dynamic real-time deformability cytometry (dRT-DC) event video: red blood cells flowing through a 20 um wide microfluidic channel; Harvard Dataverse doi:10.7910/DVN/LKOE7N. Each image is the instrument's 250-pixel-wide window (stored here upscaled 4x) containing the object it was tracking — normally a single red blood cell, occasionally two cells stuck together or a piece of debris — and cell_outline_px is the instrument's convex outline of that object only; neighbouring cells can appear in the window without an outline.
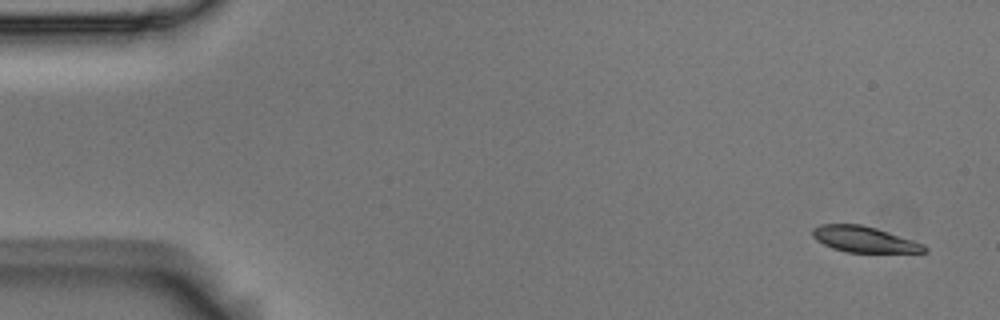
{"species": "Egyptian fruit bat (a non-hibernating species)", "species_latin": "Rousettus aegyptiacus", "temperature_condition": "room temperature", "stored_images_in_passage": 5, "camera_frame_rate_fps": 3000, "um_per_image_px": 0.085, "animal": {"sex": "male"}, "frame": {"image": 1, "passage_image": 1, "time_ms": 0.0, "image_size_px": [1000, 320], "cell_outline_px": [[928, 252], [848, 252], [832, 248], [816, 240], [812, 236], [812, 228], [820, 224], [860, 224], [876, 228], [924, 244], [928, 248]], "centroid_in_image_um": [73.43, 20.34], "position_along_channel_um": 11.6, "area_um2": 16.76}}
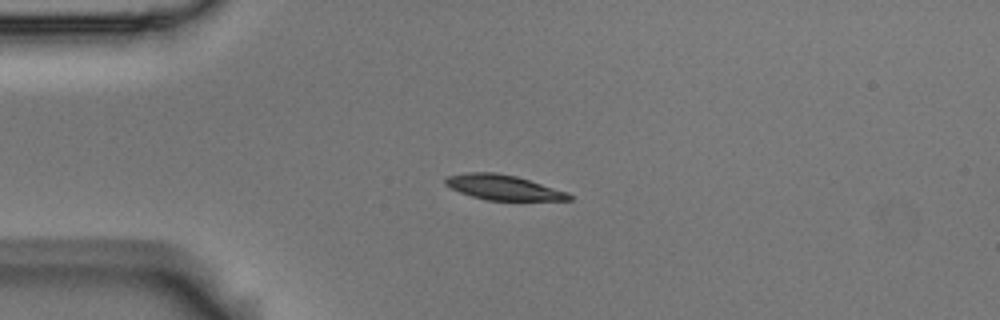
{"frame": {"image": 2, "passage_image": 4, "time_ms": 1.0, "image_size_px": [1000, 320], "cell_outline_px": [[572, 200], [488, 200], [472, 196], [460, 192], [444, 184], [444, 180], [448, 176], [468, 172], [496, 172], [516, 176], [568, 192], [572, 196]], "centroid_in_image_um": [42.78, 15.92], "position_along_channel_um": 42.2, "area_um2": 17.86}}